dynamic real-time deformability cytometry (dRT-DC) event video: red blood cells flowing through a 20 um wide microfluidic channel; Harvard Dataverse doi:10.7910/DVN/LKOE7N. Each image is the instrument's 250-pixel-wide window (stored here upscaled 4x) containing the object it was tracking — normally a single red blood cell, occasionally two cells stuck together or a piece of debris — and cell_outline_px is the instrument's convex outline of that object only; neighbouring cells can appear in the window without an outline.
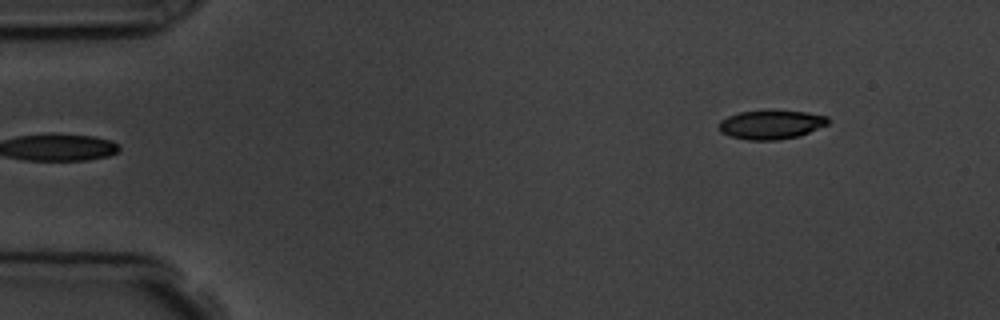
{"species": "common noctule bat (a hibernating species)", "species_latin": "Nyctalus noctula", "temperature_condition": "room temperature", "stored_images_in_passage": 3, "segment_of_instrument_passage": [2, 2], "camera_frame_rate_fps": 3000, "um_per_image_px": 0.085, "animal": {"sex": "male", "body_mass_g": 19.5, "forearm_length_mm": 54.6}, "frame": {"image": 1, "passage_image": 3, "time_ms": 2.333, "image_size_px": [1000, 320], "cell_outline_px": [[828, 124], [800, 136], [776, 140], [748, 140], [732, 136], [720, 132], [716, 128], [716, 124], [720, 120], [728, 116], [740, 112], [764, 108], [768, 108], [804, 112], [828, 116]], "centroid_in_image_um": [65.49, 10.56], "position_along_channel_um": 19.5, "area_um2": 19.07}}